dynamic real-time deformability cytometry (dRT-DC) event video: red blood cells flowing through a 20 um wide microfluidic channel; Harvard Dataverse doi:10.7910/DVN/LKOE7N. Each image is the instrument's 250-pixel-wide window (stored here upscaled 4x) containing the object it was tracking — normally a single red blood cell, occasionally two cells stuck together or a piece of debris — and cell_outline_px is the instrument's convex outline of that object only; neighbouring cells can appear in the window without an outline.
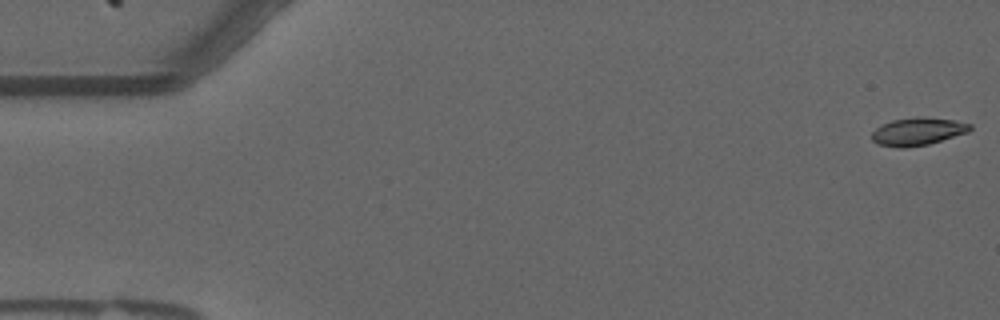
{"species": "common noctule bat (a hibernating species)", "species_latin": "Nyctalus noctula", "temperature_condition": "warm", "stored_images_in_passage": 56, "camera_frame_rate_fps": 3000, "um_per_image_px": 0.085, "animal": {"sex": "male", "forearm_length_mm": 52.5}, "frame": {"image": 1, "passage_image": 1, "time_ms": 0.0, "image_size_px": [1000, 320], "cell_outline_px": [[972, 128], [968, 132], [928, 144], [904, 148], [900, 148], [876, 144], [872, 140], [872, 132], [876, 128], [892, 120], [916, 116], [924, 116], [956, 120], [972, 124]], "centroid_in_image_um": [78.02, 11.16], "position_along_channel_um": 7.0, "area_um2": 16.01}}
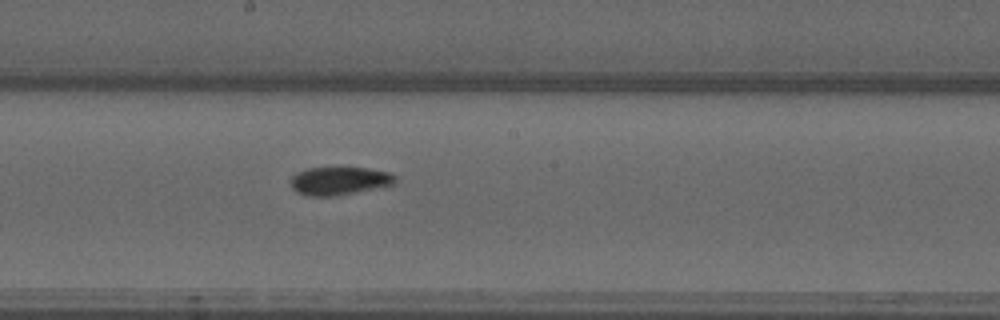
{"frame": {"image": 2, "passage_image": 30, "time_ms": 9.667, "image_size_px": [1000, 320], "cell_outline_px": [[396, 180], [392, 184], [356, 192], [336, 196], [308, 196], [296, 192], [292, 188], [288, 180], [296, 172], [308, 168], [364, 168], [388, 172], [396, 176]], "centroid_in_image_um": [28.76, 15.38], "position_along_channel_um": 219.4, "area_um2": 17.05}}
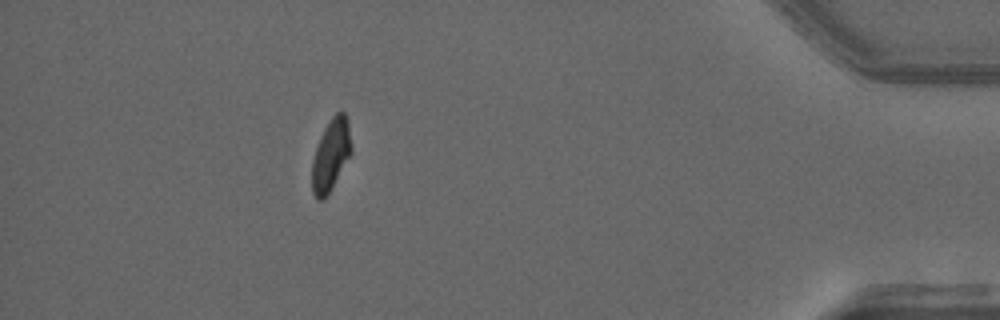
{"frame": {"image": 3, "passage_image": 50, "time_ms": 16.333, "image_size_px": [1000, 320], "cell_outline_px": [[352, 152], [324, 200], [320, 200], [312, 192], [312, 160], [316, 148], [324, 128], [332, 116], [340, 108], [344, 112], [348, 120], [352, 148]], "centroid_in_image_um": [28.13, 13.12], "position_along_channel_um": 407.1, "area_um2": 16.36}, "authors_computed_cell_mechanics": {"area_um2": 16.7331, "velocity_mm_per_s": 3.6622, "shape_relaxation_time_tau1_ms": 9.7029, "shape_relaxation_time_tau2_ms": 2.189, "deformation_change_tau1": 0.1928, "deformation_change_tau2": 0.0535}}